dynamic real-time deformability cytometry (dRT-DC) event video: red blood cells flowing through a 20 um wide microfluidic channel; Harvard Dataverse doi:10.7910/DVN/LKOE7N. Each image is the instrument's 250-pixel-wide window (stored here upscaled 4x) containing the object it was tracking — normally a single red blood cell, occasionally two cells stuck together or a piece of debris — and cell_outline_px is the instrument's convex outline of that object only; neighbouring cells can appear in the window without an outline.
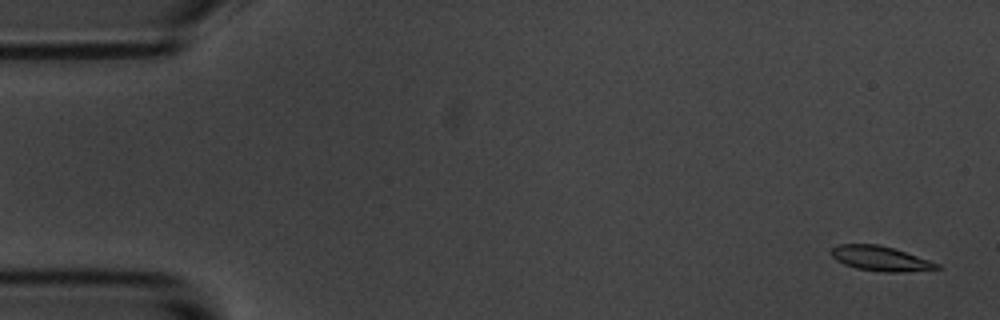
{"species": "common noctule bat (a hibernating species)", "species_latin": "Nyctalus noctula", "temperature_condition": "room temperature", "stored_images_in_passage": 6, "segment_of_instrument_passage": [1, 2], "camera_frame_rate_fps": 3000, "um_per_image_px": 0.085, "animal": {"sex": "male", "body_mass_g": 20.1, "forearm_length_mm": 53.5}, "frame": {"image": 1, "passage_image": 1, "time_ms": 0.0, "image_size_px": [1000, 320], "cell_outline_px": [[940, 268], [900, 272], [884, 272], [856, 268], [844, 264], [836, 260], [828, 252], [832, 248], [840, 244], [876, 244], [892, 248], [940, 264]], "centroid_in_image_um": [74.77, 21.97], "position_along_channel_um": 10.2, "area_um2": 14.97}}
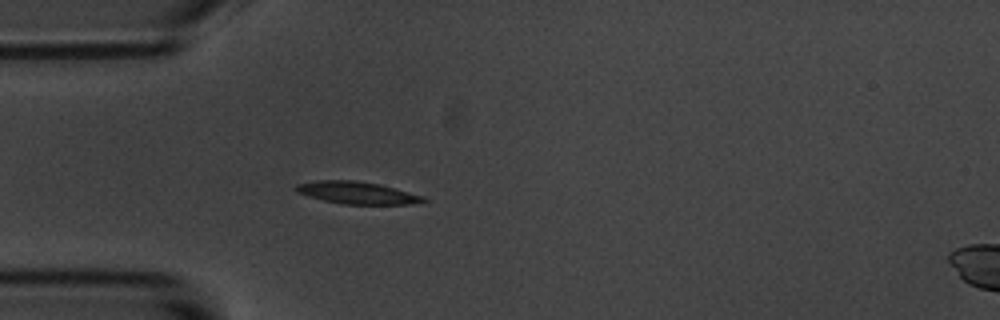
{"frame": {"image": 2, "passage_image": 5, "time_ms": 4.667, "image_size_px": [1000, 320], "cell_outline_px": [[428, 200], [408, 204], [344, 204], [324, 200], [296, 192], [296, 184], [316, 180], [352, 180], [380, 184], [424, 196]], "centroid_in_image_um": [30.35, 16.38], "position_along_channel_um": 54.7, "area_um2": 16.3}}